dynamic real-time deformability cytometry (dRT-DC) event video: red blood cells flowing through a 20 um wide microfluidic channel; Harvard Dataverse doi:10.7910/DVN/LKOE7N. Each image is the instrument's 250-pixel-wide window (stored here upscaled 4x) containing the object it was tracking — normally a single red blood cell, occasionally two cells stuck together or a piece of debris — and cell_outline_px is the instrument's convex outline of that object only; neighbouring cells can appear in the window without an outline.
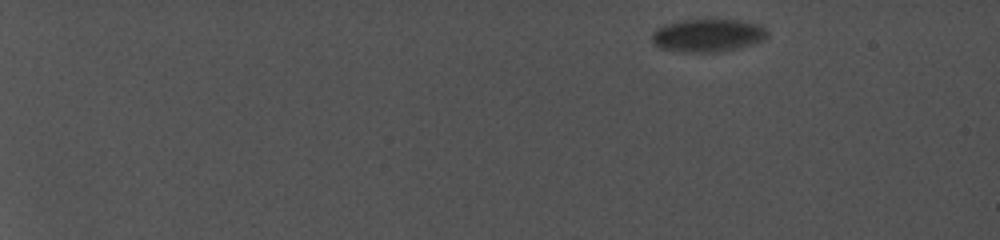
{"species": "common noctule bat (a hibernating species)", "species_latin": "Nyctalus noctula", "temperature_condition": "cold", "stored_images_in_passage": 1, "camera_frame_rate_fps": 5000, "um_per_image_px": 0.085, "animal": {"sex": "female", "body_mass_g": 19.0, "forearm_length_mm": 56.7}, "frame": {"image": 1, "passage_image": 1, "time_ms": 0.0, "image_size_px": [1000, 240], "cell_outline_px": [[760, 32], [756, 36], [720, 48], [692, 48], [664, 44], [656, 40], [656, 36], [660, 32], [668, 28], [684, 24], [740, 24], [756, 28]], "centroid_in_image_um": [60.02, 3.0], "position_along_channel_um": 25.0, "area_um2": 14.05}}